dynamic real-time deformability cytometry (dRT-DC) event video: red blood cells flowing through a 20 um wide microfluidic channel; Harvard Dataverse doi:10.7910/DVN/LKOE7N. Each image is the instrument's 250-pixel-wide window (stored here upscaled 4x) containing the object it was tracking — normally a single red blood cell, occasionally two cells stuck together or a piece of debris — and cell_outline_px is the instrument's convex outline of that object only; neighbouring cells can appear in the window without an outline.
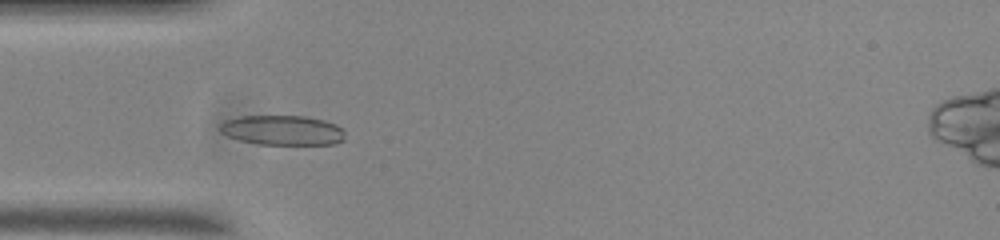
{"species": "common noctule bat (a hibernating species)", "species_latin": "Nyctalus noctula", "temperature_condition": "room temperature", "stored_images_in_passage": 53, "camera_frame_rate_fps": 3000, "um_per_image_px": 0.085, "animal": {"sex": "male", "body_mass_g": 20.0, "forearm_length_mm": 53.3}, "frame": {"image": 1, "passage_image": 14, "time_ms": 4.333, "image_size_px": [1000, 240], "cell_outline_px": [[344, 140], [336, 144], [260, 144], [240, 140], [228, 136], [220, 132], [220, 124], [224, 120], [240, 116], [304, 116], [324, 120], [336, 124], [344, 132]], "centroid_in_image_um": [24.0, 11.06], "position_along_channel_um": 61.0, "area_um2": 21.68}}
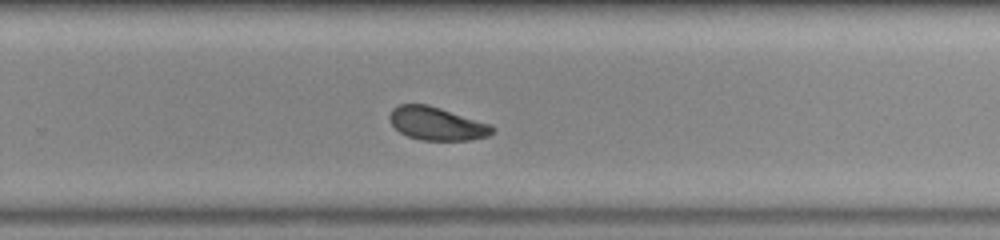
{"frame": {"image": 2, "passage_image": 33, "time_ms": 10.667, "image_size_px": [1000, 240], "cell_outline_px": [[496, 128], [488, 136], [472, 140], [420, 140], [408, 136], [400, 132], [392, 124], [388, 116], [392, 108], [400, 104], [428, 104], [492, 124]], "centroid_in_image_um": [37.14, 10.5], "position_along_channel_um": 292.7, "area_um2": 20.0}}
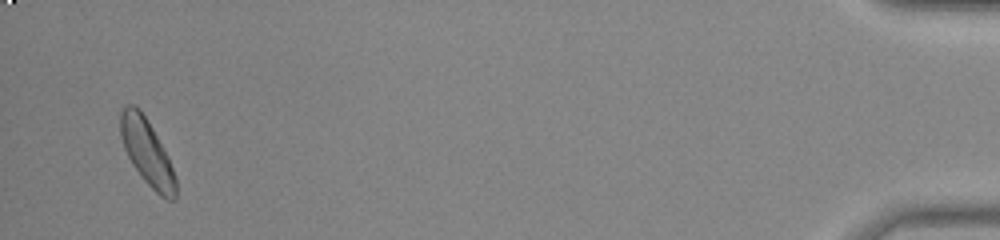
{"frame": {"image": 3, "passage_image": 51, "time_ms": 16.667, "image_size_px": [1000, 240], "cell_outline_px": [[176, 200], [168, 200], [160, 196], [144, 180], [132, 164], [124, 148], [120, 136], [120, 112], [128, 104], [136, 104], [140, 108], [152, 128], [168, 156], [176, 176]], "centroid_in_image_um": [12.5, 12.94], "position_along_channel_um": 422.7, "area_um2": 21.21}, "authors_computed_cell_mechanics": {"area_um2": 20.3456, "velocity_mm_per_s": 3.6738, "shape_relaxation_time_tau1_ms": 3.378, "shape_relaxation_time_tau2_ms": 5.1721, "deformation_change_tau1": 0.0988, "deformation_change_tau2": 0.0977}}